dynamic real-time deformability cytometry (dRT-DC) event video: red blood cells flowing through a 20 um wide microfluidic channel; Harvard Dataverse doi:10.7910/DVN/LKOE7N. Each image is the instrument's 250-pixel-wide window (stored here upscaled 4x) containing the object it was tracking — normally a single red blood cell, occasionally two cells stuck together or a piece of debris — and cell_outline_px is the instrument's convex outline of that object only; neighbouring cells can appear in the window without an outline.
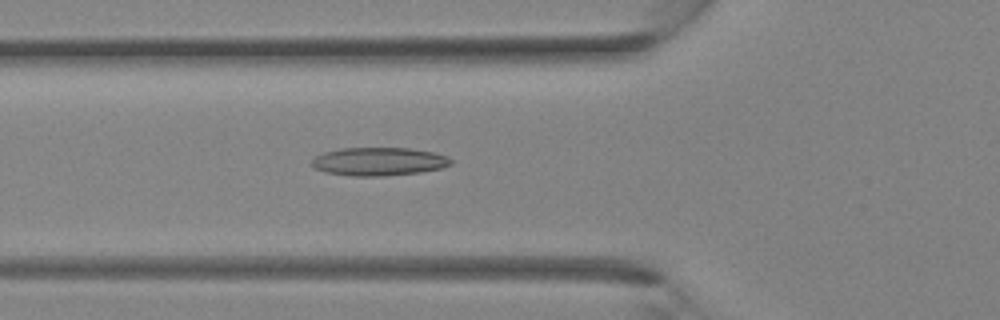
{"species": "Egyptian fruit bat (a non-hibernating species)", "species_latin": "Rousettus aegyptiacus", "temperature_condition": "room temperature", "stored_images_in_passage": 33, "camera_frame_rate_fps": 3000, "um_per_image_px": 0.085, "animal": {"sex": "female"}, "frame": {"image": 1, "passage_image": 11, "time_ms": 3.333, "image_size_px": [1000, 320], "cell_outline_px": [[452, 164], [440, 168], [420, 172], [384, 176], [352, 176], [324, 172], [316, 168], [312, 164], [312, 160], [316, 156], [324, 152], [340, 148], [408, 148], [432, 152], [448, 156], [452, 160]], "centroid_in_image_um": [32.2, 13.73], "position_along_channel_um": 93.6, "area_um2": 22.83}}
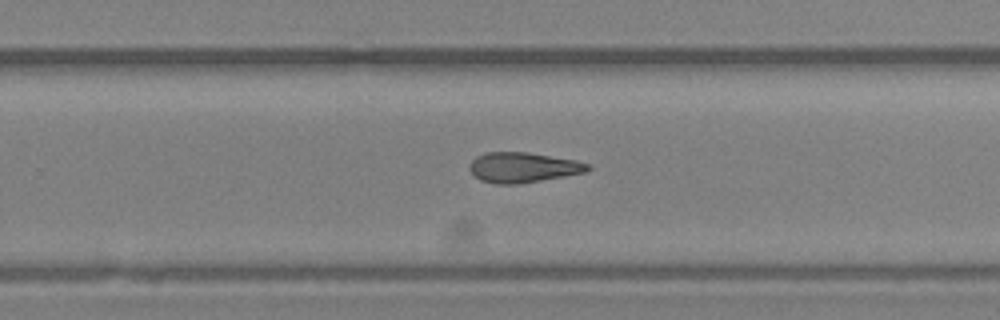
{"frame": {"image": 2, "passage_image": 21, "time_ms": 6.667, "image_size_px": [1000, 320], "cell_outline_px": [[592, 168], [584, 172], [564, 176], [516, 184], [496, 184], [480, 180], [468, 168], [468, 164], [476, 156], [484, 152], [528, 152], [576, 160], [592, 164]], "centroid_in_image_um": [44.44, 14.22], "position_along_channel_um": 285.4, "area_um2": 20.81}}
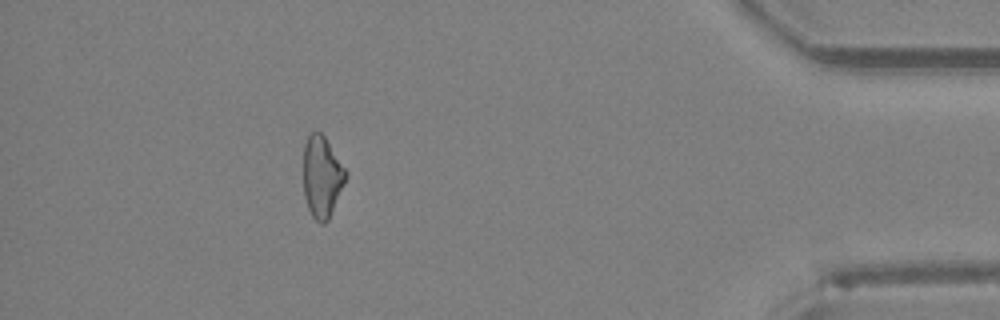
{"frame": {"image": 3, "passage_image": 30, "time_ms": 9.667, "image_size_px": [1000, 320], "cell_outline_px": [[348, 172], [344, 184], [328, 220], [324, 224], [320, 224], [312, 216], [308, 208], [304, 196], [304, 144], [308, 136], [312, 132], [320, 132], [324, 136]], "centroid_in_image_um": [27.36, 15.03], "position_along_channel_um": 407.8, "area_um2": 19.94}}